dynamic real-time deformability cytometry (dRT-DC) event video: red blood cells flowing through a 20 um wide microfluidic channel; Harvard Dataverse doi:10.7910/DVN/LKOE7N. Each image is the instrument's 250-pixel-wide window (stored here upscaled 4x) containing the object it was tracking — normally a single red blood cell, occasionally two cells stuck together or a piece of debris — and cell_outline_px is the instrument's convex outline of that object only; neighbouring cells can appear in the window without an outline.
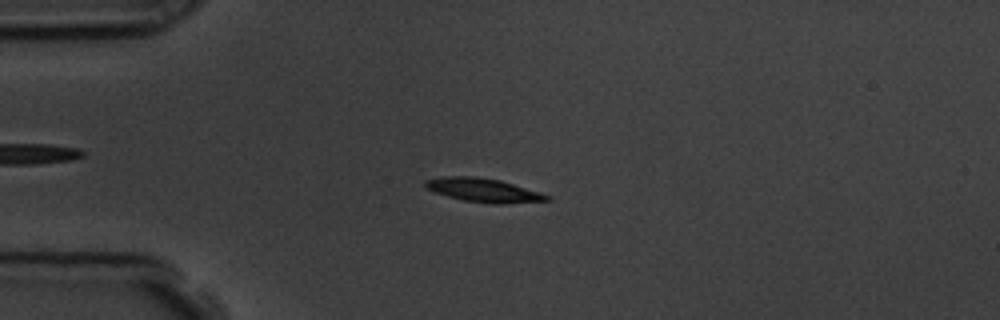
{"species": "common noctule bat (a hibernating species)", "species_latin": "Nyctalus noctula", "temperature_condition": "room temperature", "stored_images_in_passage": 48, "camera_frame_rate_fps": 3000, "um_per_image_px": 0.085, "animal": {"sex": "male", "body_mass_g": 19.5, "forearm_length_mm": 54.6}, "frame": {"image": 1, "passage_image": 6, "time_ms": 1.667, "image_size_px": [1000, 320], "cell_outline_px": [[552, 200], [504, 204], [492, 204], [464, 200], [448, 196], [436, 192], [428, 188], [424, 184], [424, 180], [440, 176], [476, 176], [500, 180], [540, 192], [552, 196]], "centroid_in_image_um": [41.13, 16.16], "position_along_channel_um": 43.9, "area_um2": 16.88}}
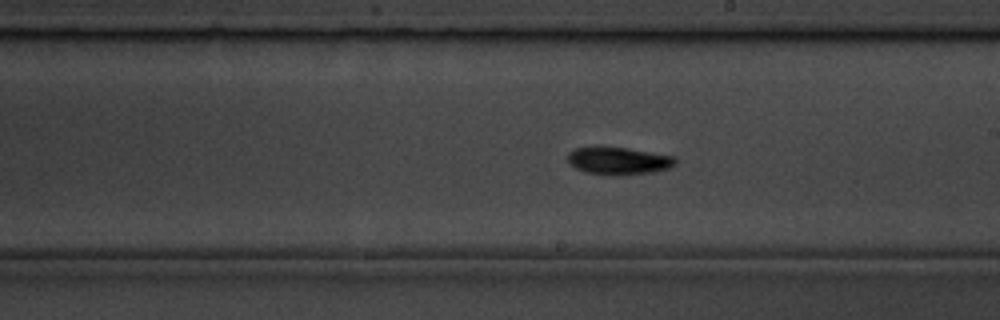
{"frame": {"image": 2, "passage_image": 24, "time_ms": 7.667, "image_size_px": [1000, 320], "cell_outline_px": [[676, 164], [672, 168], [652, 172], [616, 176], [608, 176], [584, 172], [576, 168], [568, 160], [568, 152], [576, 148], [628, 148], [676, 156]], "centroid_in_image_um": [52.64, 13.7], "position_along_channel_um": 236.4, "area_um2": 17.28}}
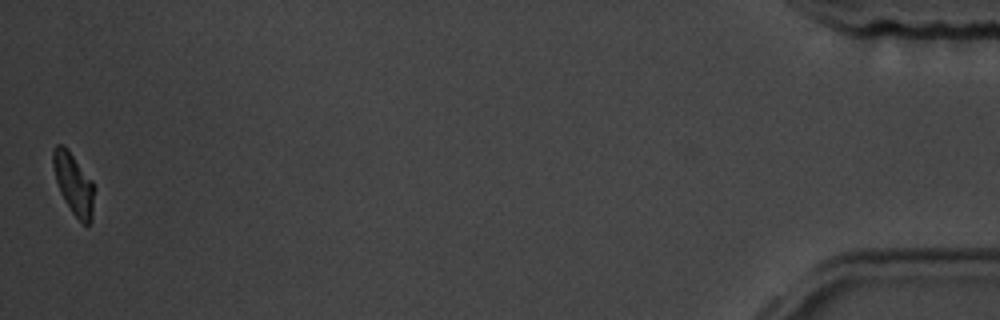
{"frame": {"image": 3, "passage_image": 48, "time_ms": 15.667, "image_size_px": [1000, 320], "cell_outline_px": [[92, 220], [88, 224], [84, 224], [72, 212], [60, 192], [56, 180], [52, 164], [52, 148], [56, 144], [64, 144], [68, 148], [92, 180]], "centroid_in_image_um": [6.21, 15.54], "position_along_channel_um": 429.0, "area_um2": 14.45}, "authors_computed_cell_mechanics": {"area_um2": 16.2996, "velocity_mm_per_s": 3.5862, "shape_relaxation_time_tau1_ms": 2.8604, "shape_relaxation_time_tau2_ms": 6.0552, "deformation_change_tau1": 0.1352, "deformation_change_tau2": 0.1174}}